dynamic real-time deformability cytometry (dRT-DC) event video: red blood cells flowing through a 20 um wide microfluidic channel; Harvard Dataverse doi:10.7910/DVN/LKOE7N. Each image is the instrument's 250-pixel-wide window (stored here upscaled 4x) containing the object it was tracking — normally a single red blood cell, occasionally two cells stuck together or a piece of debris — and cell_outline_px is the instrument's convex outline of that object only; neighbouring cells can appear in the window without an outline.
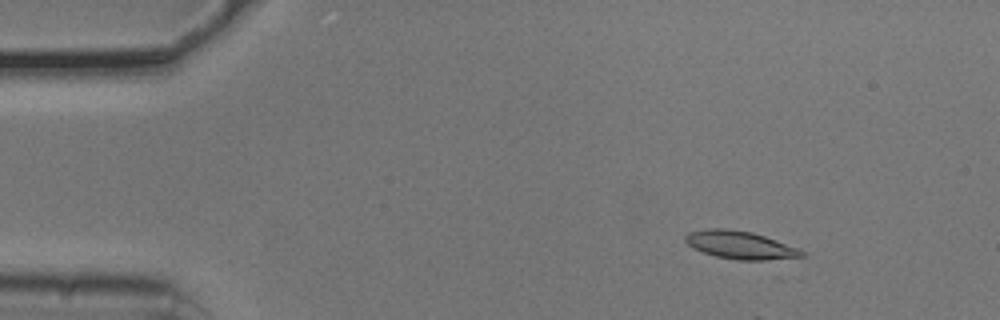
{"species": "common noctule bat (a hibernating species)", "species_latin": "Nyctalus noctula", "temperature_condition": "cold", "stored_images_in_passage": 16, "camera_frame_rate_fps": 3000, "um_per_image_px": 0.085, "animal": {"sex": "male", "body_mass_g": 20.5, "forearm_length_mm": 52.5}, "frame": {"image": 1, "passage_image": 2, "time_ms": 0.333, "image_size_px": [1000, 320], "cell_outline_px": [[808, 256], [768, 260], [740, 260], [716, 256], [692, 248], [684, 240], [684, 236], [688, 232], [708, 228], [724, 228], [752, 232], [776, 240], [796, 248], [804, 252]], "centroid_in_image_um": [62.89, 20.82], "position_along_channel_um": 22.1, "area_um2": 18.84}}